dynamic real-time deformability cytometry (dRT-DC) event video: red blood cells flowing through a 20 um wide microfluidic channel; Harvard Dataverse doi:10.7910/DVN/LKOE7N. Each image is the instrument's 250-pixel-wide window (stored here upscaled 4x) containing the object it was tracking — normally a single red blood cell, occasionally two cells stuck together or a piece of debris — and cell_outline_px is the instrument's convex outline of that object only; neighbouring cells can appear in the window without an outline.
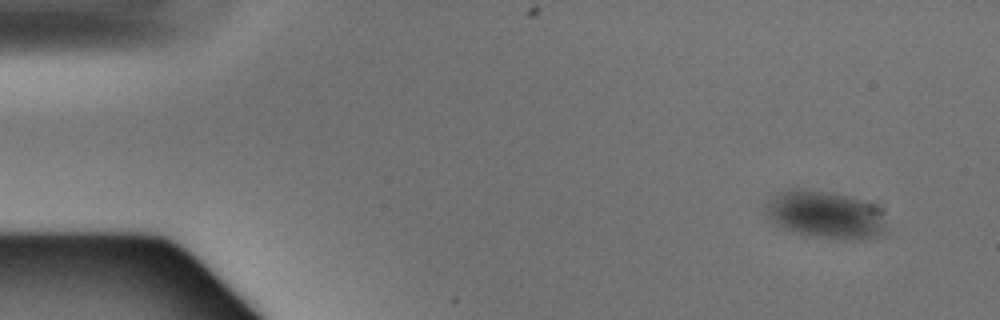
{"species": "Egyptian fruit bat (a non-hibernating species)", "species_latin": "Rousettus aegyptiacus", "temperature_condition": "warm", "stored_images_in_passage": 6, "camera_frame_rate_fps": 3000, "um_per_image_px": 0.085, "animal": {"sex": "male"}, "frame": {"image": 1, "passage_image": 1, "time_ms": 0.0, "image_size_px": [1000, 320], "cell_outline_px": [[888, 232], [880, 236], [860, 240], [844, 240], [820, 236], [800, 232], [784, 228], [776, 224], [768, 216], [768, 204], [776, 196], [788, 188], [800, 188], [848, 196], [864, 200], [872, 204], [876, 208], [884, 220]], "centroid_in_image_um": [70.25, 18.26], "position_along_channel_um": 14.8, "area_um2": 32.6}}
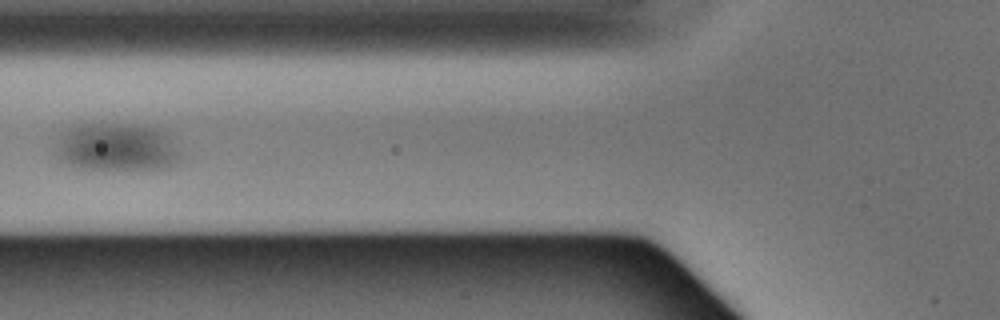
{"frame": {"image": 2, "passage_image": 5, "time_ms": 1.333, "image_size_px": [1000, 320], "cell_outline_px": [[180, 160], [168, 168], [132, 172], [76, 168], [60, 160], [56, 156], [56, 144], [60, 132], [68, 128], [80, 124], [144, 124], [164, 128], [180, 152]], "centroid_in_image_um": [9.95, 12.54], "position_along_channel_um": 115.8, "area_um2": 36.59}}
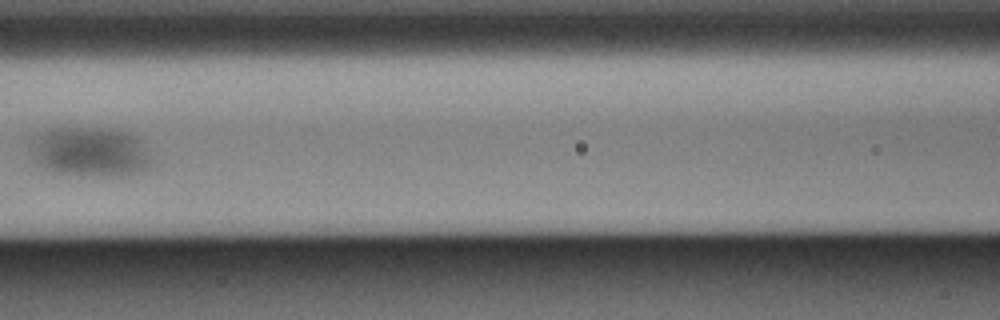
{"frame": {"image": 3, "passage_image": 6, "time_ms": 1.667, "image_size_px": [1000, 320], "cell_outline_px": [[148, 168], [124, 176], [100, 176], [56, 172], [44, 168], [36, 164], [32, 156], [28, 144], [36, 136], [48, 128], [60, 124], [64, 124], [112, 128], [128, 132], [140, 136], [148, 156]], "centroid_in_image_um": [7.58, 12.82], "position_along_channel_um": 159.0, "area_um2": 36.13}}